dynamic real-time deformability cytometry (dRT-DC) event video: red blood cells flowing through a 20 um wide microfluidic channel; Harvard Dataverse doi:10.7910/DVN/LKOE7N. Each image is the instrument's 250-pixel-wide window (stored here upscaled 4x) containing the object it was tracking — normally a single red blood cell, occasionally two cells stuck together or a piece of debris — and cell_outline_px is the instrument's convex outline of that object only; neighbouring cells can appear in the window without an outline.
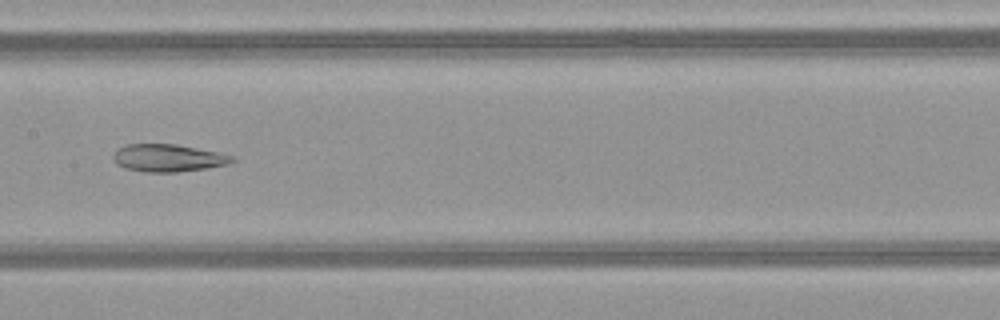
{"species": "common noctule bat (a hibernating species)", "species_latin": "Nyctalus noctula", "temperature_condition": "warm", "stored_images_in_passage": 49, "camera_frame_rate_fps": 3000, "um_per_image_px": 0.085, "animal": {"sex": "female", "body_mass_g": 21.9}, "frame": {"image": 1, "passage_image": 25, "time_ms": 8.0, "image_size_px": [1000, 320], "cell_outline_px": [[236, 160], [224, 164], [208, 168], [176, 172], [144, 172], [124, 168], [116, 164], [112, 160], [112, 156], [116, 148], [128, 144], [176, 144], [220, 152], [236, 156]], "centroid_in_image_um": [14.26, 13.42], "position_along_channel_um": 193.1, "area_um2": 19.31}}
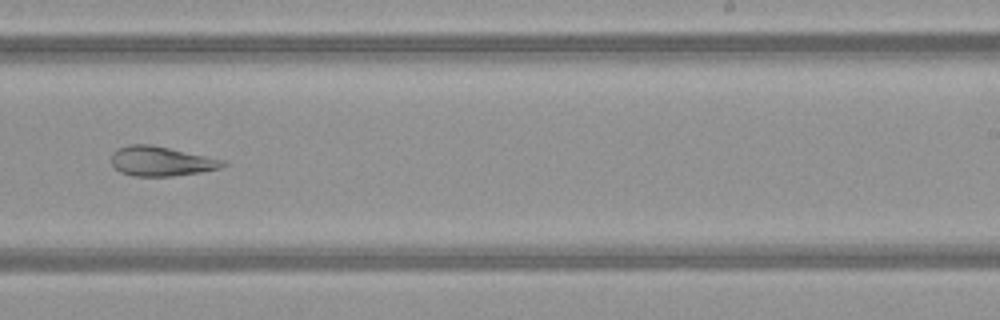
{"frame": {"image": 2, "passage_image": 31, "time_ms": 10.0, "image_size_px": [1000, 320], "cell_outline_px": [[228, 164], [220, 168], [200, 172], [172, 176], [132, 176], [120, 172], [112, 164], [112, 152], [116, 148], [128, 144], [152, 144], [228, 160]], "centroid_in_image_um": [13.72, 13.69], "position_along_channel_um": 275.3, "area_um2": 19.59}}
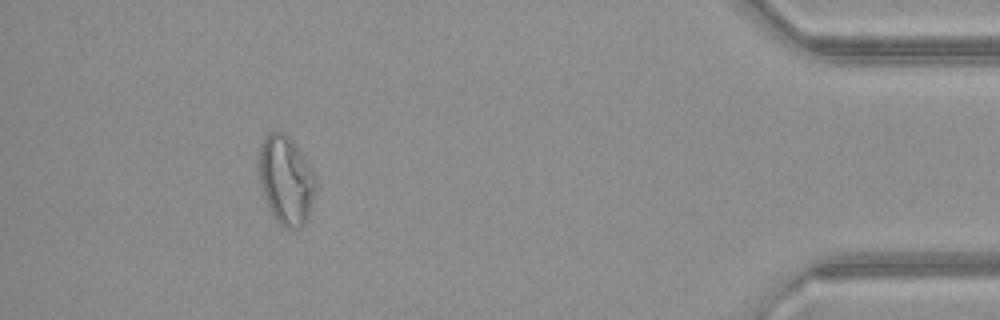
{"frame": {"image": 3, "passage_image": 45, "time_ms": 14.667, "image_size_px": [1000, 320], "cell_outline_px": [[316, 188], [308, 216], [304, 224], [300, 228], [284, 228], [276, 220], [264, 196], [260, 184], [260, 144], [264, 136], [268, 132], [284, 132], [292, 140], [304, 156], [316, 176]], "centroid_in_image_um": [24.33, 15.3], "position_along_channel_um": 410.9, "area_um2": 29.13}, "authors_computed_cell_mechanics": {"area_um2": 26.9926, "velocity_mm_per_s": 4.1298, "shape_relaxation_time_tau1_ms": null, "shape_relaxation_time_tau2_ms": 3.3279, "deformation_change_tau1": null, "deformation_change_tau2": 0.1022}}